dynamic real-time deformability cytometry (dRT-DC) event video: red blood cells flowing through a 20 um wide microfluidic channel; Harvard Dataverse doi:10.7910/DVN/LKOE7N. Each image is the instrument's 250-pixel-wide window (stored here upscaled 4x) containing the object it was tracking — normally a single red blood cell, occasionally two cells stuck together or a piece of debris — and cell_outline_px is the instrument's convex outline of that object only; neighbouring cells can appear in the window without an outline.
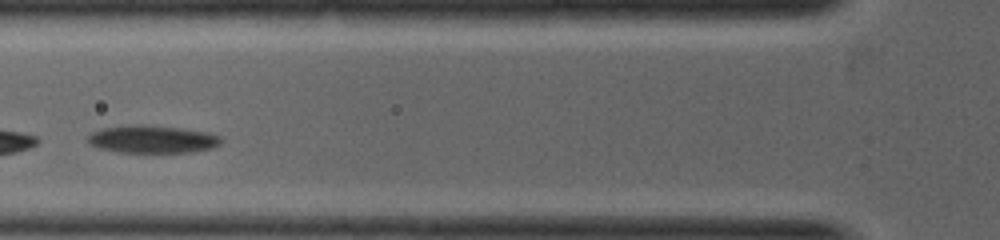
{"species": "common noctule bat (a hibernating species)", "species_latin": "Nyctalus noctula", "temperature_condition": "warm", "stored_images_in_passage": 3, "camera_frame_rate_fps": 5000, "um_per_image_px": 0.085, "animal": {"sex": "female", "body_mass_g": 19.0, "forearm_length_mm": 53.3}, "frame": {"image": 1, "passage_image": 3, "time_ms": 1.8, "image_size_px": [1000, 240], "cell_outline_px": [[220, 140], [216, 144], [208, 148], [192, 152], [120, 152], [100, 148], [88, 144], [88, 136], [92, 132], [104, 128], [132, 124], [140, 124], [176, 128], [208, 132], [220, 136]], "centroid_in_image_um": [12.88, 11.83], "position_along_channel_um": 112.9, "area_um2": 21.04}}